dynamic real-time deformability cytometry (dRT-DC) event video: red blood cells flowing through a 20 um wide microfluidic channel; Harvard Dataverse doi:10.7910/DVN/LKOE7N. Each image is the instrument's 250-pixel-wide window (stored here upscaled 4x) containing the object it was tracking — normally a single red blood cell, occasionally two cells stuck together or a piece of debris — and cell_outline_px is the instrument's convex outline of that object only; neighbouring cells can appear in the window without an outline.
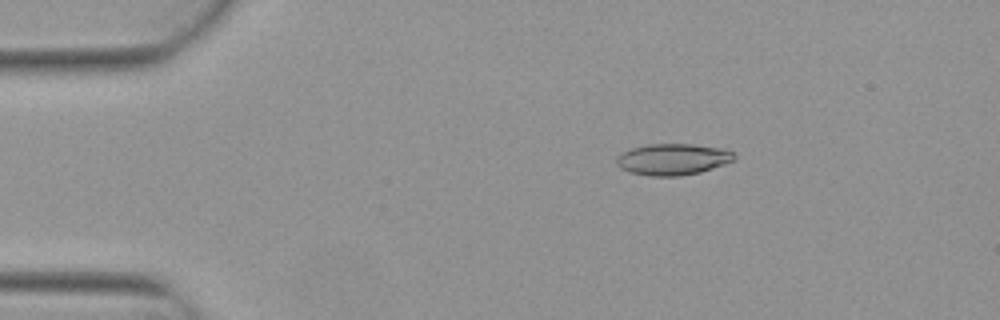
{"species": "Egyptian fruit bat (a non-hibernating species)", "species_latin": "Rousettus aegyptiacus", "temperature_condition": "warm", "stored_images_in_passage": 4, "camera_frame_rate_fps": 3000, "um_per_image_px": 0.085, "animal": {"sex": "female"}, "frame": {"image": 1, "passage_image": 2, "time_ms": 0.333, "image_size_px": [1000, 320], "cell_outline_px": [[736, 160], [700, 172], [680, 176], [648, 176], [628, 172], [620, 168], [616, 164], [616, 156], [620, 152], [632, 148], [648, 144], [692, 144], [724, 148], [732, 152], [736, 156]], "centroid_in_image_um": [57.16, 13.54], "position_along_channel_um": 27.8, "area_um2": 21.79}}
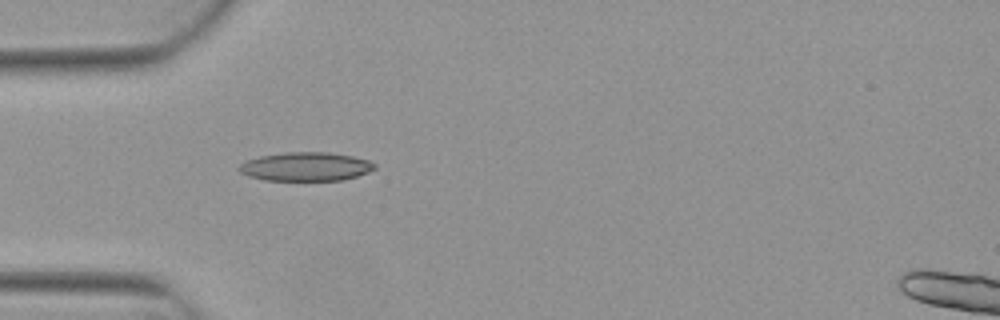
{"frame": {"image": 2, "passage_image": 4, "time_ms": 1.0, "image_size_px": [1000, 320], "cell_outline_px": [[376, 168], [368, 172], [344, 180], [264, 180], [248, 176], [240, 172], [236, 168], [240, 164], [248, 160], [260, 156], [284, 152], [328, 152], [352, 156], [368, 160], [376, 164]], "centroid_in_image_um": [25.98, 14.16], "position_along_channel_um": 59.0, "area_um2": 22.72}}